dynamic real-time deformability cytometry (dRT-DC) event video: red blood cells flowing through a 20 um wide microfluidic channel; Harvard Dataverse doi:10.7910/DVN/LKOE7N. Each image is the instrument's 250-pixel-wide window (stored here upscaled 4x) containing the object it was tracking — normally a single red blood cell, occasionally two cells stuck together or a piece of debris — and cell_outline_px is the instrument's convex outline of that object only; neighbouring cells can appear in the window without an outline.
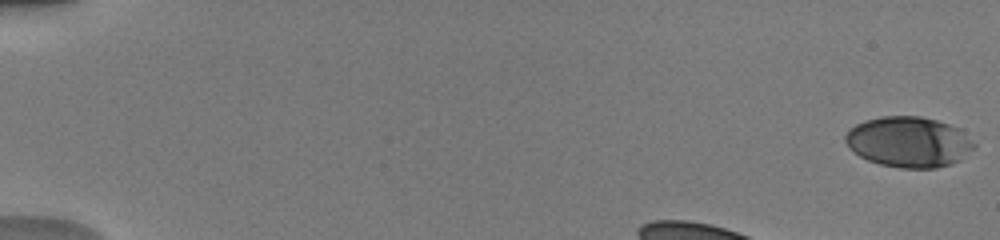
{"species": "human", "species_latin": "Homo sapiens", "temperature_condition": "warm", "stored_images_in_passage": 14, "camera_frame_rate_fps": 3000, "um_per_image_px": 0.085, "donor": {"sex": "male"}, "frame": {"image": 1, "passage_image": 1, "time_ms": 0.0, "image_size_px": [1000, 240], "cell_outline_px": [[976, 148], [960, 160], [952, 164], [936, 168], [900, 168], [880, 164], [868, 160], [860, 156], [848, 148], [844, 140], [844, 136], [848, 128], [864, 120], [880, 116], [920, 116], [936, 120], [960, 128], [976, 144]], "centroid_in_image_um": [77.24, 12.06], "position_along_channel_um": 7.8, "area_um2": 38.38}}
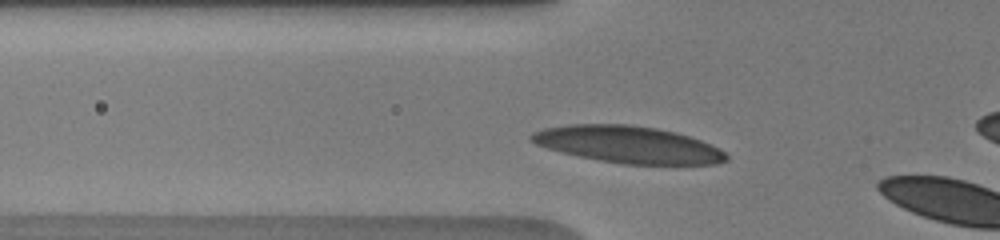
{"frame": {"image": 2, "passage_image": 12, "time_ms": 4.0, "image_size_px": [1000, 240], "cell_outline_px": [[728, 160], [716, 164], [624, 164], [600, 160], [560, 152], [536, 144], [528, 140], [528, 136], [532, 132], [544, 128], [568, 124], [628, 124], [656, 128], [676, 132], [700, 140], [724, 152], [728, 156]], "centroid_in_image_um": [53.34, 12.28], "position_along_channel_um": 72.5, "area_um2": 41.73}}